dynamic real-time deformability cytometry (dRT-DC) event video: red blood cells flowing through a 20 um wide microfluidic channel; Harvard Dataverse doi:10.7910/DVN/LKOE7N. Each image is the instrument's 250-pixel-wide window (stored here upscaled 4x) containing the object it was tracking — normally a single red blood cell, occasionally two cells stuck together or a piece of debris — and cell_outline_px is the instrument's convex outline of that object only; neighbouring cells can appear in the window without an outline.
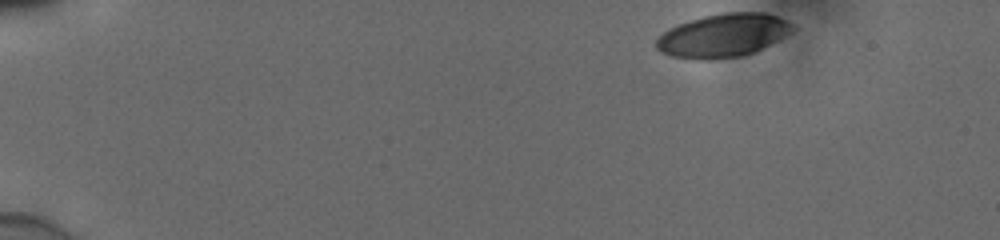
{"species": "human", "species_latin": "Homo sapiens", "temperature_condition": "cold", "stored_images_in_passage": 42, "camera_frame_rate_fps": 3000, "um_per_image_px": 0.085, "donor": {"sex": "male"}, "frame": {"image": 1, "passage_image": 1, "time_ms": 0.0, "image_size_px": [1000, 240], "cell_outline_px": [[796, 28], [792, 32], [744, 56], [708, 60], [700, 60], [672, 56], [660, 52], [656, 48], [656, 40], [668, 28], [704, 16], [724, 12], [764, 12], [776, 16], [792, 24]], "centroid_in_image_um": [61.44, 3.02], "position_along_channel_um": 23.6, "area_um2": 34.1}}
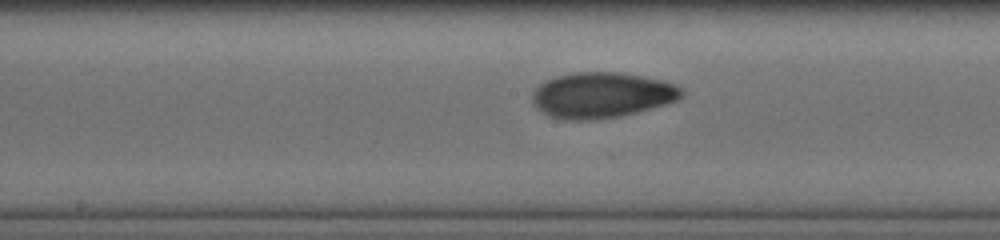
{"frame": {"image": 2, "passage_image": 24, "time_ms": 7.667, "image_size_px": [1000, 240], "cell_outline_px": [[684, 96], [676, 100], [664, 104], [636, 112], [620, 116], [592, 120], [560, 120], [548, 116], [536, 108], [532, 104], [532, 92], [544, 80], [556, 76], [576, 72], [616, 72], [644, 76], [664, 80], [676, 84], [684, 88]], "centroid_in_image_um": [51.13, 8.08], "position_along_channel_um": 197.1, "area_um2": 40.11}}
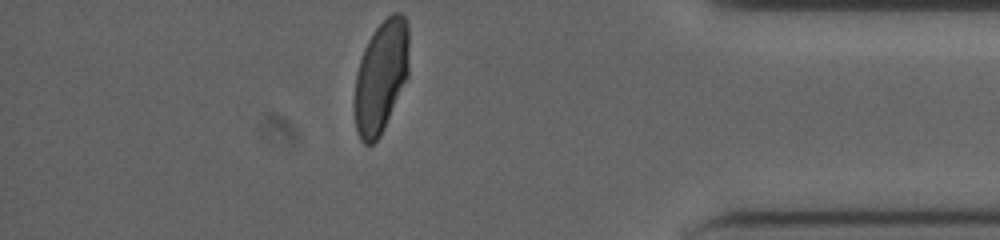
{"frame": {"image": 3, "passage_image": 42, "time_ms": 13.667, "image_size_px": [1000, 240], "cell_outline_px": [[408, 76], [384, 128], [380, 136], [372, 144], [364, 144], [360, 140], [356, 132], [352, 104], [356, 72], [364, 48], [372, 32], [392, 12], [400, 12], [404, 16], [408, 24]], "centroid_in_image_um": [32.35, 6.54], "position_along_channel_um": 402.9, "area_um2": 36.18}, "authors_computed_cell_mechanics": {"area_um2": 37.5411, "velocity_mm_per_s": 3.8754, "shape_relaxation_time_tau1_ms": 6.2093, "shape_relaxation_time_tau2_ms": 1.2902, "deformation_change_tau1": 0.1825, "deformation_change_tau2": 0.0531}}